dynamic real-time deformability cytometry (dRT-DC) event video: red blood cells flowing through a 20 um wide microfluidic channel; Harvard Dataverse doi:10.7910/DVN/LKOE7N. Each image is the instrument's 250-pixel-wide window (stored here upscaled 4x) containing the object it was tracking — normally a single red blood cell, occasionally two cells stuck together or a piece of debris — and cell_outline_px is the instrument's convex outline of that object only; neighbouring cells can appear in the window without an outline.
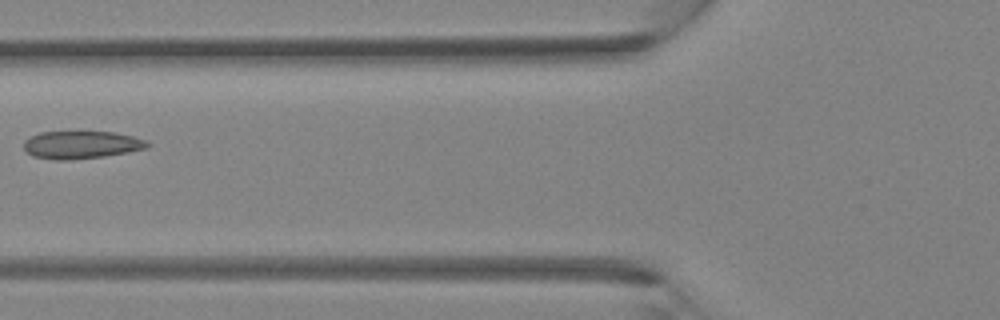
{"species": "Egyptian fruit bat (a non-hibernating species)", "species_latin": "Rousettus aegyptiacus", "temperature_condition": "room temperature", "stored_images_in_passage": 2, "camera_frame_rate_fps": 3000, "um_per_image_px": 0.085, "animal": {"sex": "female"}, "frame": {"image": 1, "passage_image": 2, "time_ms": 0.333, "image_size_px": [1000, 320], "cell_outline_px": [[152, 144], [148, 148], [128, 152], [104, 156], [64, 160], [56, 160], [32, 156], [24, 148], [24, 140], [28, 136], [40, 132], [112, 132], [132, 136], [148, 140]], "centroid_in_image_um": [6.92, 12.3], "position_along_channel_um": 118.9, "area_um2": 20.0}}